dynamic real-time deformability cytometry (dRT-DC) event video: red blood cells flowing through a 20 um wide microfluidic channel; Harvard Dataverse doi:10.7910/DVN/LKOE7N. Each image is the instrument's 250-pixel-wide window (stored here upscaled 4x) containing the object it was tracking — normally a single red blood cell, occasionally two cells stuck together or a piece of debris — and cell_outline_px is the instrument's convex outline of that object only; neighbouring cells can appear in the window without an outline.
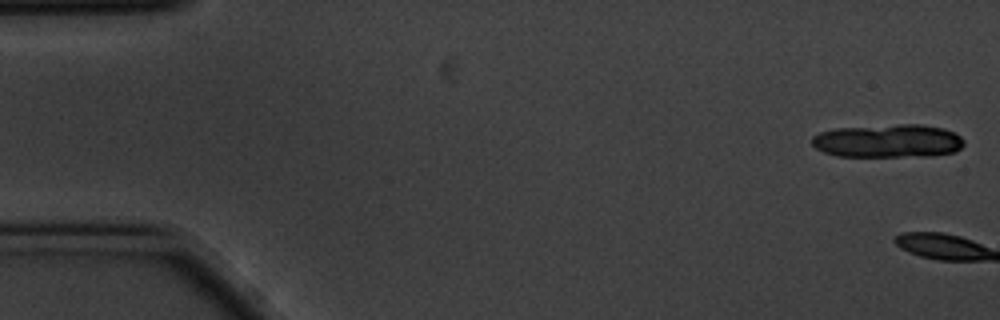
{"species": "common noctule bat (a hibernating species)", "species_latin": "Nyctalus noctula", "temperature_condition": "cold", "stored_images_in_passage": 2, "camera_frame_rate_fps": 3000, "um_per_image_px": 0.085, "animal": {"sex": "male", "body_mass_g": 20.1, "forearm_length_mm": 53.5}, "frame": {"image": 1, "passage_image": 1, "time_ms": 0.0, "image_size_px": [1000, 320], "cell_outline_px": [[964, 144], [956, 152], [932, 156], [840, 156], [824, 152], [816, 148], [812, 144], [812, 136], [820, 132], [836, 128], [900, 124], [924, 124], [944, 128], [956, 132], [964, 140]], "centroid_in_image_um": [75.54, 11.97], "position_along_channel_um": 9.5, "area_um2": 29.77}}